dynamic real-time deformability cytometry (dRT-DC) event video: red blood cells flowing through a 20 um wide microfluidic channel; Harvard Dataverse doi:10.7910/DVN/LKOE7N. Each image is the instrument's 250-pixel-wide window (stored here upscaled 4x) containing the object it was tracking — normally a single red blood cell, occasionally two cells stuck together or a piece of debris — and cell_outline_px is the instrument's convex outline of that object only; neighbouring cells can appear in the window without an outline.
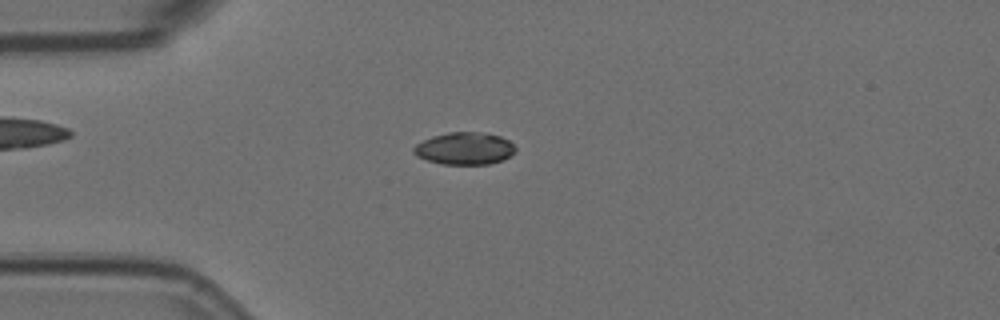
{"species": "Egyptian fruit bat (a non-hibernating species)", "species_latin": "Rousettus aegyptiacus", "temperature_condition": "room temperature", "stored_images_in_passage": 57, "camera_frame_rate_fps": 3000, "um_per_image_px": 0.085, "animal": {"sex": "female"}, "frame": {"image": 1, "passage_image": 15, "time_ms": 4.667, "image_size_px": [1000, 320], "cell_outline_px": [[516, 152], [504, 160], [488, 164], [440, 164], [416, 156], [412, 152], [412, 148], [416, 144], [432, 136], [448, 132], [476, 132], [500, 136], [508, 140], [516, 148]], "centroid_in_image_um": [39.48, 12.63], "position_along_channel_um": 45.5, "area_um2": 19.19}}
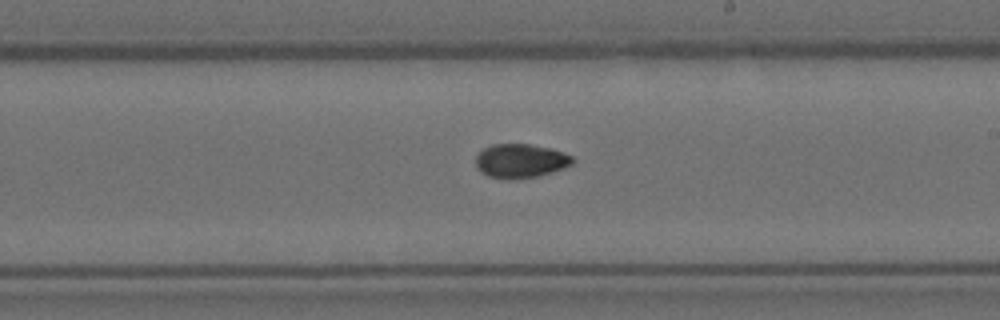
{"frame": {"image": 2, "passage_image": 33, "time_ms": 10.667, "image_size_px": [1000, 320], "cell_outline_px": [[576, 160], [572, 164], [564, 168], [552, 172], [536, 176], [508, 180], [488, 176], [480, 172], [476, 168], [476, 156], [484, 148], [492, 144], [532, 144], [552, 148], [564, 152], [572, 156]], "centroid_in_image_um": [44.26, 13.67], "position_along_channel_um": 244.7, "area_um2": 19.42}}
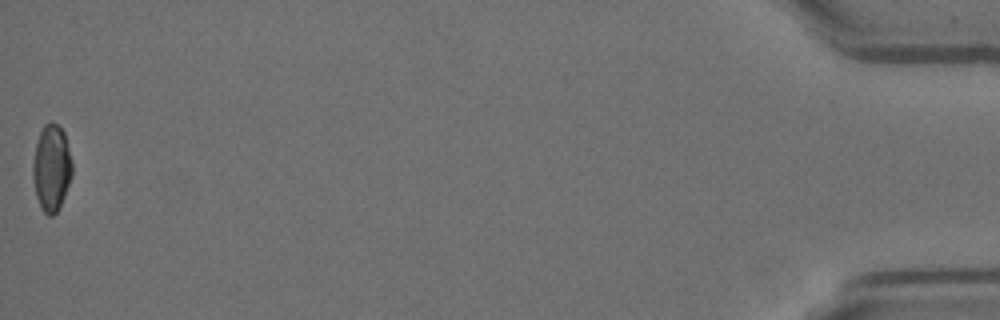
{"frame": {"image": 3, "passage_image": 57, "time_ms": 18.667, "image_size_px": [1000, 320], "cell_outline_px": [[72, 176], [64, 196], [56, 212], [52, 216], [48, 216], [40, 208], [36, 196], [32, 180], [32, 164], [36, 144], [40, 132], [44, 124], [56, 124], [64, 132], [72, 160]], "centroid_in_image_um": [4.36, 14.3], "position_along_channel_um": 430.8, "area_um2": 19.77}, "authors_computed_cell_mechanics": {"area_um2": 19.1896, "velocity_mm_per_s": 3.5886, "shape_relaxation_time_tau1_ms": 5.3176, "shape_relaxation_time_tau2_ms": 10.4951, "deformation_change_tau1": 0.1481, "deformation_change_tau2": 0.1171}}